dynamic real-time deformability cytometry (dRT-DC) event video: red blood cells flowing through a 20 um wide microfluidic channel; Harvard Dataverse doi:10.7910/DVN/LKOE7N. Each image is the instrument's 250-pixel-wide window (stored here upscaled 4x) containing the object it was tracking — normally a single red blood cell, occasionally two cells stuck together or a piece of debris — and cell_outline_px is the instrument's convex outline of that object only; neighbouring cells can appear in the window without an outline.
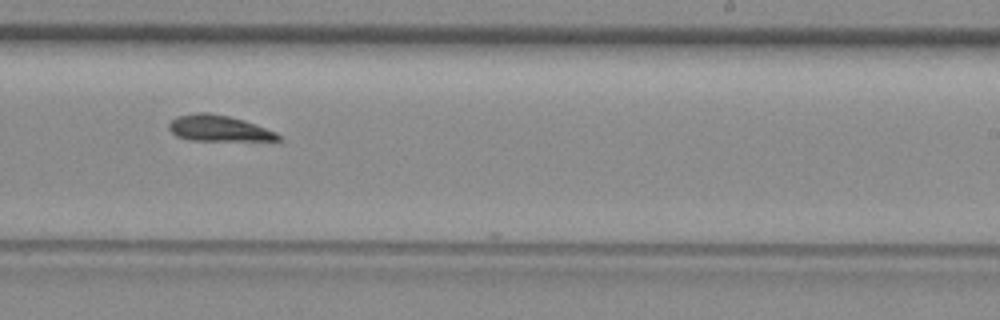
{"species": "common noctule bat (a hibernating species)", "species_latin": "Nyctalus noctula", "temperature_condition": "room temperature", "stored_images_in_passage": 23, "camera_frame_rate_fps": 3000, "um_per_image_px": 0.085, "animal": {"sex": "female", "body_mass_g": 29.2, "forearm_length_mm": 56.3}, "frame": {"image": 1, "passage_image": 17, "time_ms": 5.333, "image_size_px": [1000, 320], "cell_outline_px": [[280, 140], [192, 140], [176, 136], [168, 128], [168, 124], [176, 116], [196, 112], [208, 112], [228, 116], [244, 120], [276, 132], [280, 136]], "centroid_in_image_um": [18.54, 10.89], "position_along_channel_um": 270.5, "area_um2": 16.36}}
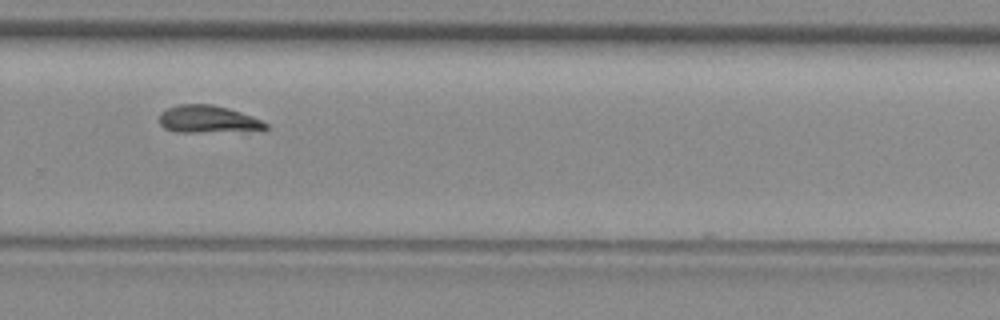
{"frame": {"image": 2, "passage_image": 20, "time_ms": 6.333, "image_size_px": [1000, 320], "cell_outline_px": [[268, 128], [264, 132], [176, 132], [164, 128], [160, 124], [160, 112], [176, 104], [212, 104], [228, 108], [252, 116], [268, 124]], "centroid_in_image_um": [17.75, 10.16], "position_along_channel_um": 312.1, "area_um2": 17.51}}